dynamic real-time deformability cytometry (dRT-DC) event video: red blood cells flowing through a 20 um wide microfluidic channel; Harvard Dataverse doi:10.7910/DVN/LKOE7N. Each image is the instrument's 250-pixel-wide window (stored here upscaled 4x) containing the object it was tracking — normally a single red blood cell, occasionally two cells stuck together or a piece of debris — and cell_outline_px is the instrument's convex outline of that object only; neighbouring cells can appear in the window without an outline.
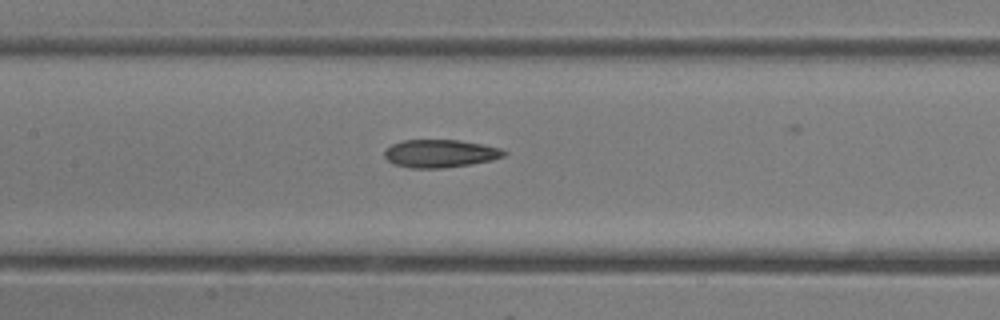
{"species": "common noctule bat (a hibernating species)", "species_latin": "Nyctalus noctula", "temperature_condition": "room temperature", "stored_images_in_passage": 22, "camera_frame_rate_fps": 3000, "um_per_image_px": 0.085, "animal": {"sex": "female"}, "frame": {"image": 1, "passage_image": 10, "time_ms": 3.0, "image_size_px": [1000, 320], "cell_outline_px": [[508, 152], [504, 156], [492, 160], [472, 164], [444, 168], [408, 168], [392, 164], [384, 156], [384, 148], [392, 144], [404, 140], [460, 140], [484, 144], [500, 148]], "centroid_in_image_um": [37.4, 13.05], "position_along_channel_um": 170.0, "area_um2": 19.71}}
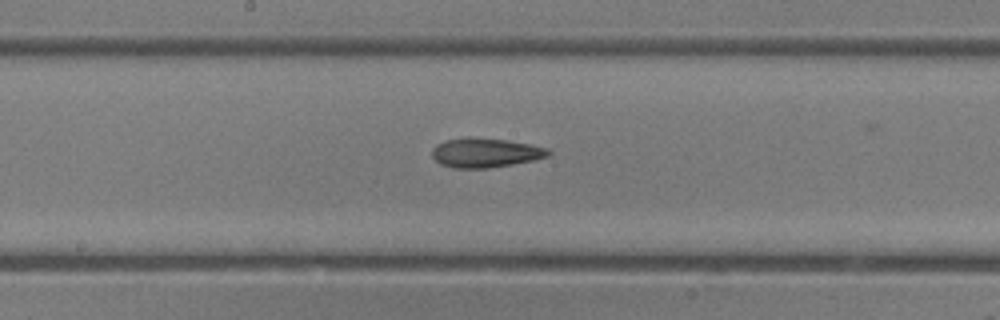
{"frame": {"image": 2, "passage_image": 12, "time_ms": 3.667, "image_size_px": [1000, 320], "cell_outline_px": [[552, 152], [548, 156], [532, 160], [512, 164], [488, 168], [452, 168], [440, 164], [432, 156], [432, 148], [436, 144], [444, 140], [468, 136], [508, 140], [548, 148]], "centroid_in_image_um": [41.21, 12.97], "position_along_channel_um": 207.0, "area_um2": 20.06}}
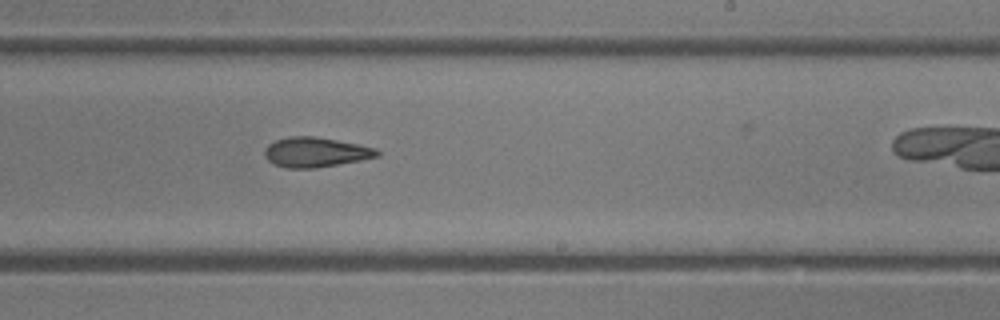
{"frame": {"image": 3, "passage_image": 15, "time_ms": 4.667, "image_size_px": [1000, 320], "cell_outline_px": [[380, 156], [360, 160], [316, 168], [288, 168], [276, 164], [268, 160], [264, 156], [264, 152], [268, 144], [276, 140], [288, 136], [312, 136], [336, 140], [376, 148], [380, 152]], "centroid_in_image_um": [26.82, 12.93], "position_along_channel_um": 262.2, "area_um2": 19.36}}